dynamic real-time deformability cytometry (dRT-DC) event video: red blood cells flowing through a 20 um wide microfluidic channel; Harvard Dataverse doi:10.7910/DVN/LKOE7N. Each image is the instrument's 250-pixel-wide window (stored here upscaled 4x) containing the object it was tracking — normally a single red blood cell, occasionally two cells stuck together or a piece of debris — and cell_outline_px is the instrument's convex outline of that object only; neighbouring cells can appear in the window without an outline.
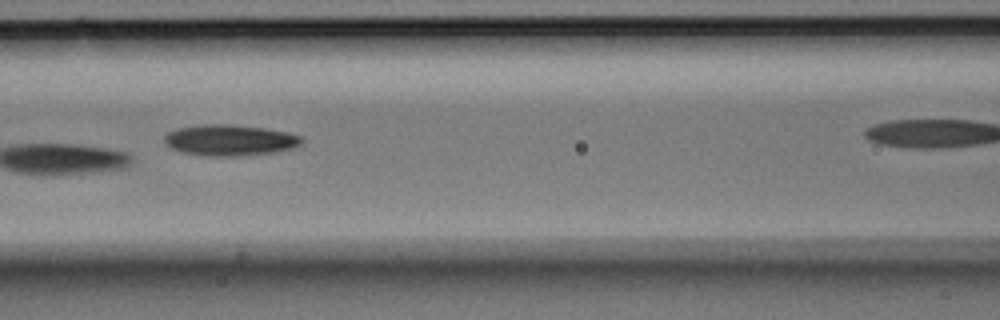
{"species": "Egyptian fruit bat (a non-hibernating species)", "species_latin": "Rousettus aegyptiacus", "temperature_condition": "room temperature", "stored_images_in_passage": 7, "camera_frame_rate_fps": 3000, "um_per_image_px": 0.085, "animal": {"sex": "male"}, "frame": {"image": 1, "passage_image": 5, "time_ms": 1.333, "image_size_px": [1000, 320], "cell_outline_px": [[304, 140], [300, 144], [292, 148], [272, 152], [240, 156], [204, 156], [180, 152], [172, 148], [164, 140], [164, 136], [168, 132], [180, 128], [204, 124], [228, 124], [264, 128], [284, 132], [300, 136]], "centroid_in_image_um": [19.51, 11.92], "position_along_channel_um": 147.1, "area_um2": 24.57}}
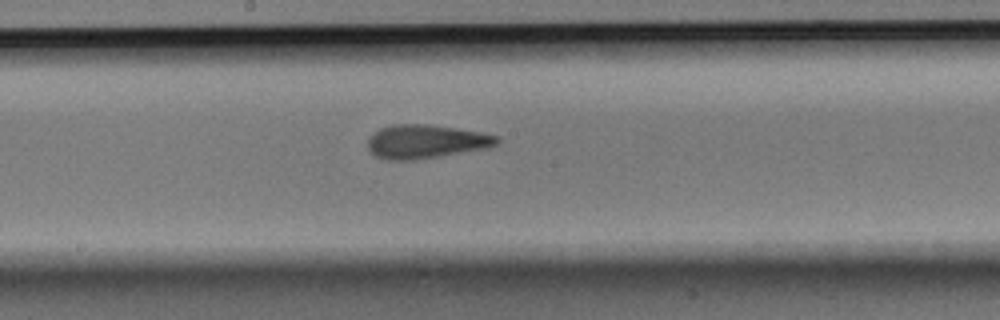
{"frame": {"image": 2, "passage_image": 7, "time_ms": 2.0, "image_size_px": [1000, 320], "cell_outline_px": [[500, 140], [496, 144], [484, 148], [416, 160], [388, 160], [376, 156], [368, 148], [368, 140], [380, 128], [392, 124], [428, 124], [480, 132], [496, 136]], "centroid_in_image_um": [36.16, 12.03], "position_along_channel_um": 212.0, "area_um2": 24.91}}